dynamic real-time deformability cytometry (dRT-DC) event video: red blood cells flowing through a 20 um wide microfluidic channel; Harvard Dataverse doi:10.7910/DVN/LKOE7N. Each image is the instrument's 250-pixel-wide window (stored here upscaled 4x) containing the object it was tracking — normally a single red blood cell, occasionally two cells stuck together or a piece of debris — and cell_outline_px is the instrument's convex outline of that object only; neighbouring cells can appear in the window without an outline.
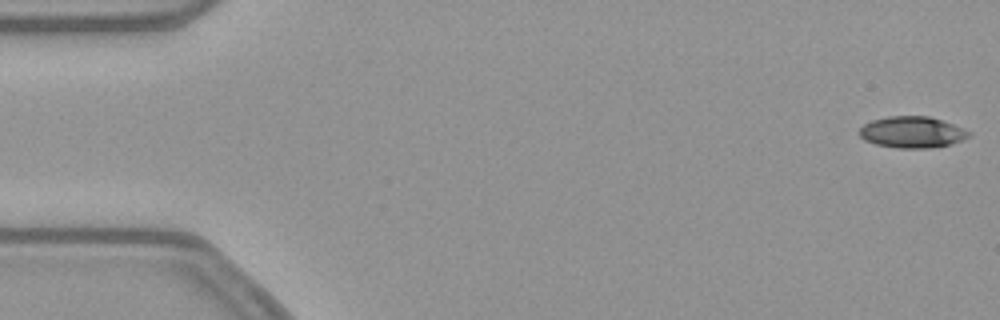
{"species": "common noctule bat (a hibernating species)", "species_latin": "Nyctalus noctula", "temperature_condition": "warm", "stored_images_in_passage": 53, "camera_frame_rate_fps": 3000, "um_per_image_px": 0.085, "animal": {"sex": "female", "body_mass_g": 21.9}, "frame": {"image": 1, "passage_image": 1, "time_ms": 0.0, "image_size_px": [1000, 320], "cell_outline_px": [[972, 136], [948, 144], [928, 148], [896, 148], [876, 144], [864, 140], [856, 132], [864, 124], [872, 120], [888, 116], [928, 116], [964, 128], [972, 132]], "centroid_in_image_um": [77.5, 11.23], "position_along_channel_um": 7.5, "area_um2": 20.0}}
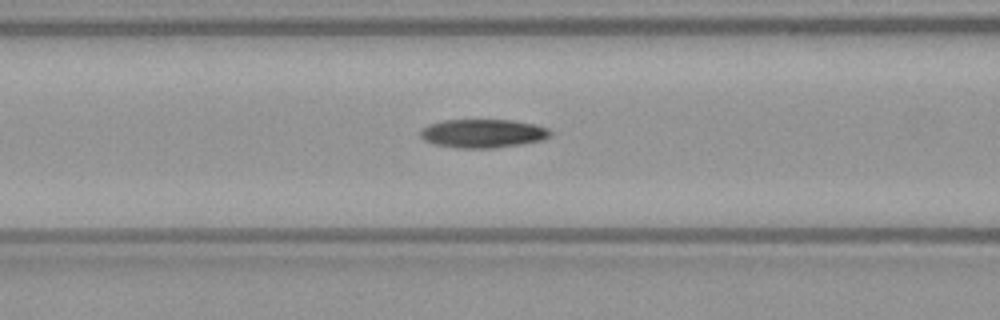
{"frame": {"image": 2, "passage_image": 21, "time_ms": 6.667, "image_size_px": [1000, 320], "cell_outline_px": [[552, 136], [540, 140], [520, 144], [492, 148], [456, 148], [436, 144], [424, 140], [420, 136], [420, 128], [428, 124], [444, 120], [512, 120], [536, 124], [548, 128], [552, 132]], "centroid_in_image_um": [41.04, 11.33], "position_along_channel_um": 125.6, "area_um2": 21.73}}
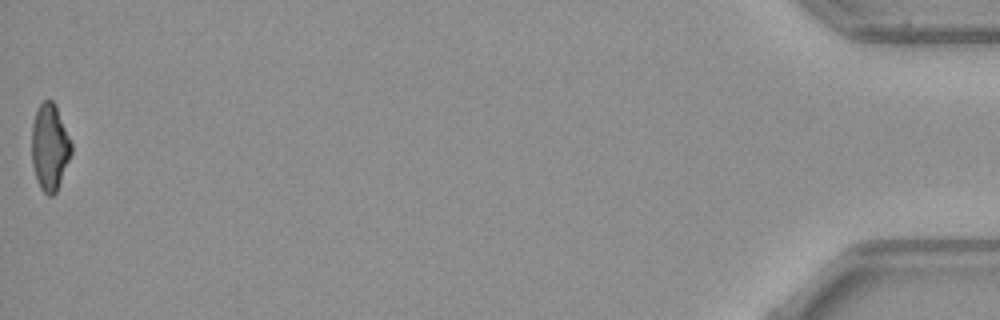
{"frame": {"image": 3, "passage_image": 53, "time_ms": 17.333, "image_size_px": [1000, 320], "cell_outline_px": [[72, 152], [56, 192], [52, 196], [48, 196], [40, 188], [36, 180], [32, 164], [32, 124], [36, 108], [44, 100], [52, 100], [56, 104], [72, 144]], "centroid_in_image_um": [4.22, 12.49], "position_along_channel_um": 431.0, "area_um2": 20.11}, "authors_computed_cell_mechanics": {"area_um2": 21.1548, "velocity_mm_per_s": 3.8812, "shape_relaxation_time_tau1_ms": 6.9084, "shape_relaxation_time_tau2_ms": 7.827, "deformation_change_tau1": 0.2109, "deformation_change_tau2": 0.1751}}